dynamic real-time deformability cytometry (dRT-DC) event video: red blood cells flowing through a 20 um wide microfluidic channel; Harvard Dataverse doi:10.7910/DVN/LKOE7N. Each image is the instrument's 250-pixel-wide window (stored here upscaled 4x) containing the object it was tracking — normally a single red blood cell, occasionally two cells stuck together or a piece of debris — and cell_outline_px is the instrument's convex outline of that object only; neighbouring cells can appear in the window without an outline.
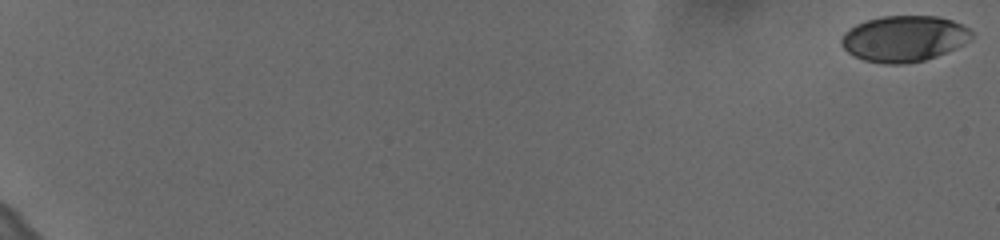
{"species": "human", "species_latin": "Homo sapiens", "temperature_condition": "cold", "stored_images_in_passage": 55, "camera_frame_rate_fps": 3000, "um_per_image_px": 0.085, "donor": {"sex": "female"}, "frame": {"image": 1, "passage_image": 1, "time_ms": 0.0, "image_size_px": [1000, 240], "cell_outline_px": [[972, 40], [956, 48], [936, 56], [924, 60], [904, 64], [884, 64], [864, 60], [852, 56], [840, 44], [840, 40], [844, 32], [856, 24], [868, 20], [884, 16], [936, 16], [952, 20], [968, 28], [972, 32]], "centroid_in_image_um": [76.83, 3.29], "position_along_channel_um": 8.2, "area_um2": 34.97}}
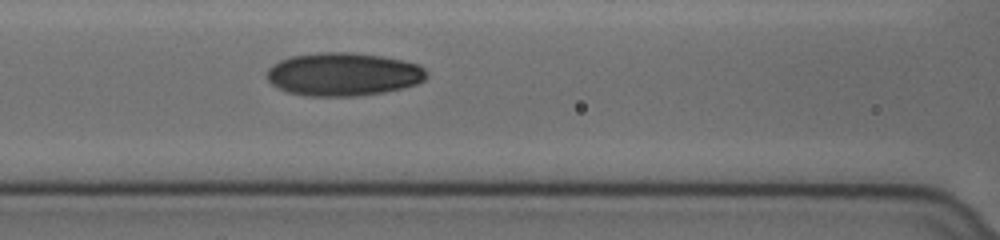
{"frame": {"image": 2, "passage_image": 31, "time_ms": 10.0, "image_size_px": [1000, 240], "cell_outline_px": [[428, 76], [424, 80], [416, 84], [404, 88], [384, 92], [356, 96], [308, 96], [288, 92], [276, 88], [264, 76], [264, 72], [272, 64], [280, 60], [292, 56], [320, 52], [352, 52], [380, 56], [420, 64], [428, 72]], "centroid_in_image_um": [29.15, 6.31], "position_along_channel_um": 137.4, "area_um2": 40.58}}
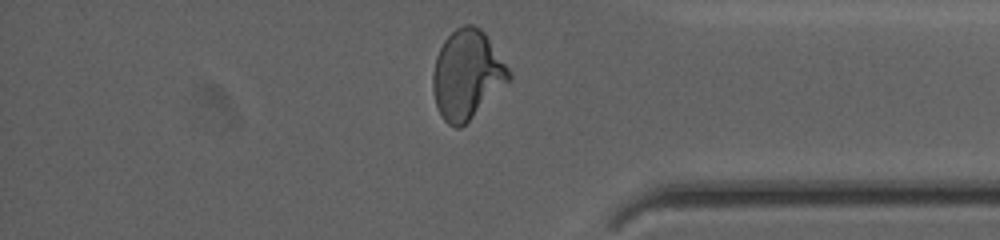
{"frame": {"image": 3, "passage_image": 53, "time_ms": 17.333, "image_size_px": [1000, 240], "cell_outline_px": [[512, 76], [460, 128], [456, 128], [448, 124], [444, 120], [436, 104], [432, 88], [432, 72], [436, 56], [444, 40], [456, 28], [464, 24], [472, 24], [480, 28], [484, 32], [512, 72]], "centroid_in_image_um": [39.67, 6.3], "position_along_channel_um": 395.5, "area_um2": 38.73}, "authors_computed_cell_mechanics": {"area_um2": 37.3388, "velocity_mm_per_s": 3.6307, "shape_relaxation_time_tau1_ms": 6.1402, "shape_relaxation_time_tau2_ms": 1.692, "deformation_change_tau1": 0.1801, "deformation_change_tau2": 0.0596}}